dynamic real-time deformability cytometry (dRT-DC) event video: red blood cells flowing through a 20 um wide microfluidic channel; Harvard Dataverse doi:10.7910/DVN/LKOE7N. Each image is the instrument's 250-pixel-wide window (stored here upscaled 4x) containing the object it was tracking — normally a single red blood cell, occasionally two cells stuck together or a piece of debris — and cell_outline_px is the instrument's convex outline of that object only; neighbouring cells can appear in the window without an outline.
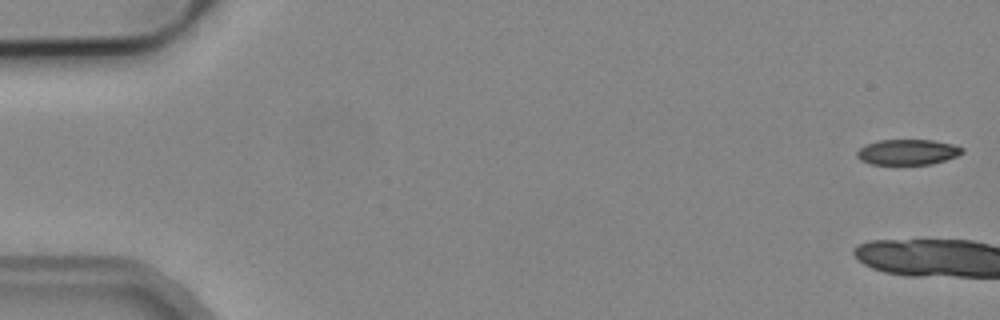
{"species": "common noctule bat (a hibernating species)", "species_latin": "Nyctalus noctula", "temperature_condition": "cold", "stored_images_in_passage": 4, "camera_frame_rate_fps": 3000, "um_per_image_px": 0.085, "animal": {"sex": "male", "body_mass_g": 19.2, "forearm_length_mm": 51.8}, "frame": {"image": 1, "passage_image": 1, "time_ms": 0.0, "image_size_px": [1000, 320], "cell_outline_px": [[964, 152], [956, 156], [932, 164], [872, 164], [860, 160], [856, 156], [856, 152], [864, 144], [880, 140], [932, 140], [952, 144], [964, 148]], "centroid_in_image_um": [77.13, 12.92], "position_along_channel_um": 7.9, "area_um2": 15.61}}